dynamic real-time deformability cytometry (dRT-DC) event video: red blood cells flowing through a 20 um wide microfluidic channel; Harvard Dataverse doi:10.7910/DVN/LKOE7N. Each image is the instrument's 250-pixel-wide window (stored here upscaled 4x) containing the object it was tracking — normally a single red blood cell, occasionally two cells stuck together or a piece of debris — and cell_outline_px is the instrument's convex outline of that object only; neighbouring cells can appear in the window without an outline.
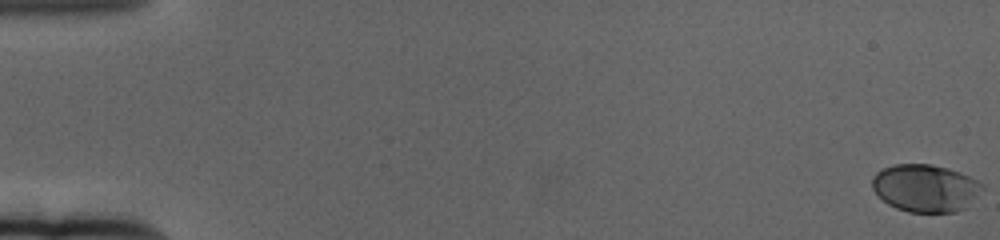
{"species": "human", "species_latin": "Homo sapiens", "temperature_condition": "cold", "stored_images_in_passage": 63, "camera_frame_rate_fps": 3000, "um_per_image_px": 0.085, "donor": {"sex": "female"}, "frame": {"image": 1, "passage_image": 1, "time_ms": 0.0, "image_size_px": [1000, 240], "cell_outline_px": [[984, 188], [964, 208], [956, 212], [908, 212], [896, 208], [888, 204], [872, 188], [872, 176], [876, 172], [884, 168], [896, 164], [928, 164], [948, 168], [968, 176], [984, 184]], "centroid_in_image_um": [78.64, 15.98], "position_along_channel_um": 6.4, "area_um2": 30.23}}
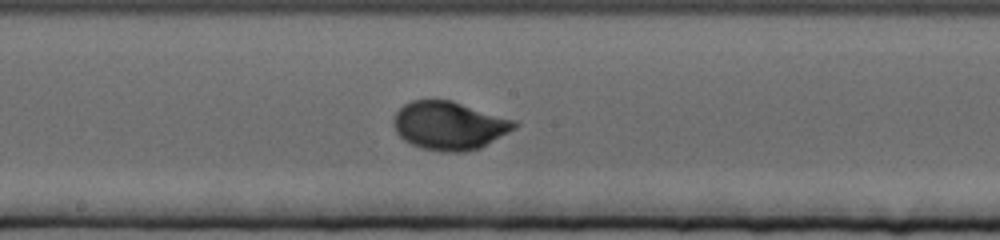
{"frame": {"image": 2, "passage_image": 35, "time_ms": 11.333, "image_size_px": [1000, 240], "cell_outline_px": [[520, 124], [516, 128], [480, 148], [464, 152], [440, 152], [420, 148], [404, 140], [396, 132], [392, 124], [396, 112], [404, 104], [412, 100], [452, 100], [516, 120]], "centroid_in_image_um": [38.19, 10.68], "position_along_channel_um": 210.0, "area_um2": 34.28}}
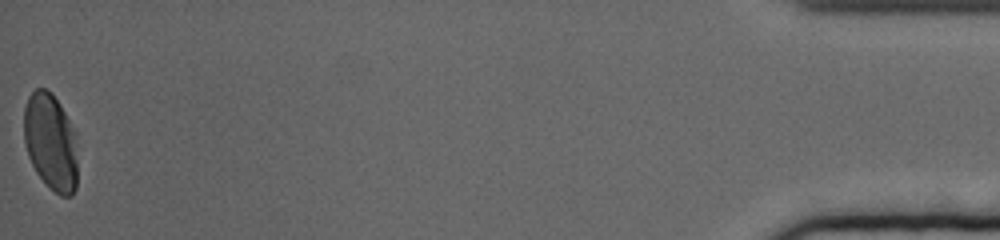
{"frame": {"image": 3, "passage_image": 63, "time_ms": 20.667, "image_size_px": [1000, 240], "cell_outline_px": [[76, 188], [72, 196], [60, 196], [48, 188], [36, 172], [28, 156], [24, 144], [24, 108], [28, 96], [36, 88], [44, 88], [60, 104], [76, 132]], "centroid_in_image_um": [4.3, 12.1], "position_along_channel_um": 430.9, "area_um2": 30.52}, "authors_computed_cell_mechanics": {"area_um2": 30.634, "velocity_mm_per_s": 3.3183, "shape_relaxation_time_tau1_ms": 2.6436, "shape_relaxation_time_tau2_ms": null, "deformation_change_tau1": 0.1411, "deformation_change_tau2": null}}